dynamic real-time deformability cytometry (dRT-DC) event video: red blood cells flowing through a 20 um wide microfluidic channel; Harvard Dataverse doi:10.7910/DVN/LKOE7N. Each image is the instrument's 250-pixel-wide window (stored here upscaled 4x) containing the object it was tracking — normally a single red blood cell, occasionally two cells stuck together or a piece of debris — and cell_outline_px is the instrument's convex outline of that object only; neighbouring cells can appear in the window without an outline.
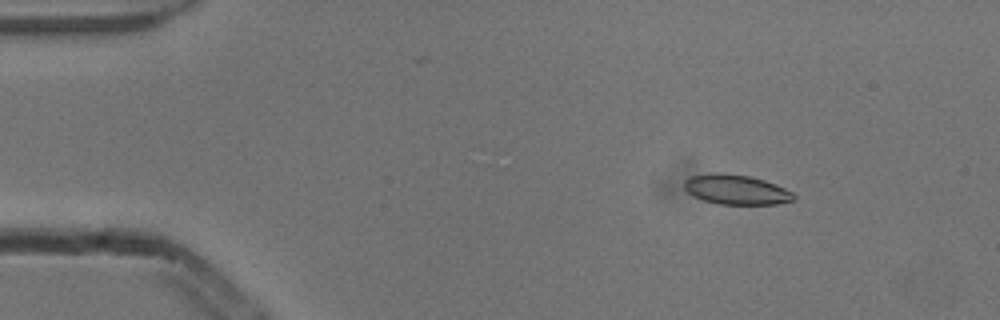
{"species": "common noctule bat (a hibernating species)", "species_latin": "Nyctalus noctula", "temperature_condition": "cold", "stored_images_in_passage": 5, "camera_frame_rate_fps": 3000, "um_per_image_px": 0.085, "animal": {"sex": "male", "body_mass_g": 13.3}, "frame": {"image": 1, "passage_image": 3, "time_ms": 0.667, "image_size_px": [1000, 320], "cell_outline_px": [[796, 200], [776, 204], [720, 204], [704, 200], [692, 196], [684, 188], [684, 180], [692, 176], [712, 172], [720, 172], [748, 176], [764, 180], [776, 184], [792, 192], [796, 196]], "centroid_in_image_um": [62.57, 16.11], "position_along_channel_um": 22.4, "area_um2": 19.07}}